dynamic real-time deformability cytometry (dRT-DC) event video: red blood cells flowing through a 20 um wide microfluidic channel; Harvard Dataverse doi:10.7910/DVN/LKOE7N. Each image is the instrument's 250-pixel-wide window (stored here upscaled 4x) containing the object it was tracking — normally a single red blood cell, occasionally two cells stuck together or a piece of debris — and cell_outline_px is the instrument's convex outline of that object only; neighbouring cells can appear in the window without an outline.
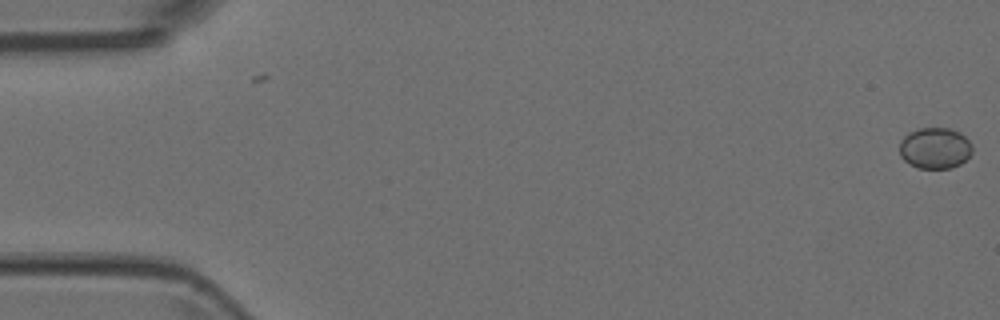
{"species": "Egyptian fruit bat (a non-hibernating species)", "species_latin": "Rousettus aegyptiacus", "temperature_condition": "room temperature", "stored_images_in_passage": 3, "camera_frame_rate_fps": 3000, "um_per_image_px": 0.085, "animal": {"sex": "female"}, "frame": {"image": 1, "passage_image": 3, "time_ms": 0.667, "image_size_px": [1000, 320], "cell_outline_px": [[972, 152], [960, 164], [952, 168], [920, 168], [908, 164], [900, 156], [900, 140], [908, 132], [920, 128], [948, 128], [960, 132], [972, 144]], "centroid_in_image_um": [79.46, 12.59], "position_along_channel_um": 5.5, "area_um2": 17.51}}